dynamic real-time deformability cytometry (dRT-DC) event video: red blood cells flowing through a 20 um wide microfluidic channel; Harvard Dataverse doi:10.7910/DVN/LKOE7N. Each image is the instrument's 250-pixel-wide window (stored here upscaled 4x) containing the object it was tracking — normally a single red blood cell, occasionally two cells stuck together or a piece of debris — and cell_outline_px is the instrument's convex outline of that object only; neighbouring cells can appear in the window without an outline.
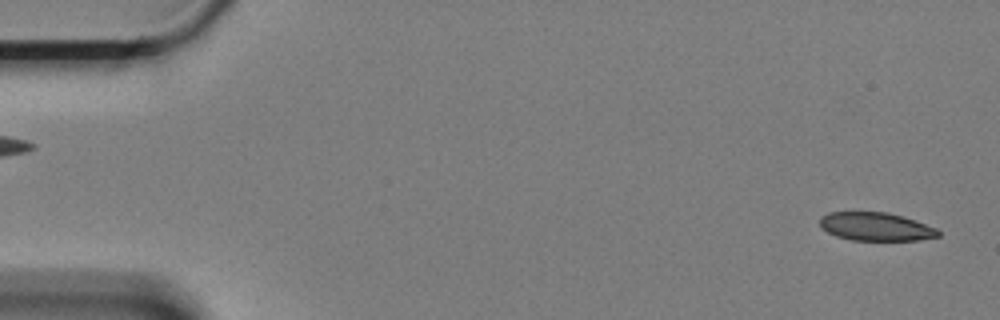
{"species": "Egyptian fruit bat (a non-hibernating species)", "species_latin": "Rousettus aegyptiacus", "temperature_condition": "cold", "stored_images_in_passage": 60, "camera_frame_rate_fps": 3000, "um_per_image_px": 0.085, "animal": {"sex": "female"}, "frame": {"image": 1, "passage_image": 2, "time_ms": 0.333, "image_size_px": [1000, 320], "cell_outline_px": [[940, 236], [916, 240], [852, 240], [836, 236], [820, 228], [820, 216], [828, 212], [888, 212], [936, 228], [940, 232]], "centroid_in_image_um": [74.39, 19.26], "position_along_channel_um": 10.6, "area_um2": 19.36}}
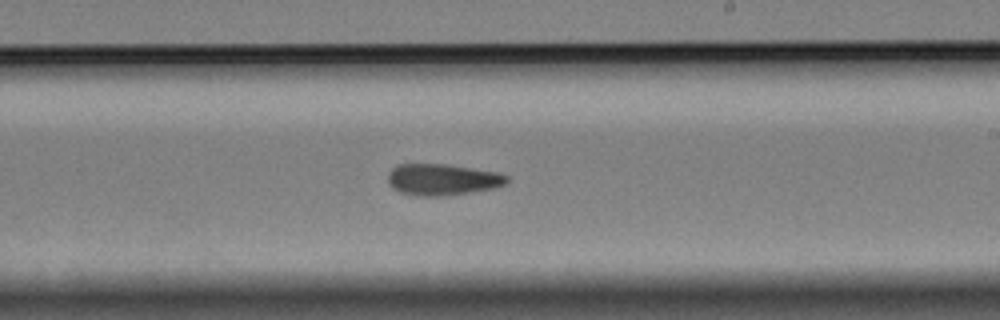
{"frame": {"image": 2, "passage_image": 35, "time_ms": 11.333, "image_size_px": [1000, 320], "cell_outline_px": [[508, 180], [504, 184], [496, 188], [440, 196], [416, 196], [400, 192], [392, 188], [388, 184], [388, 172], [392, 168], [400, 164], [444, 164], [500, 172], [508, 176]], "centroid_in_image_um": [37.59, 15.26], "position_along_channel_um": 251.4, "area_um2": 21.79}}
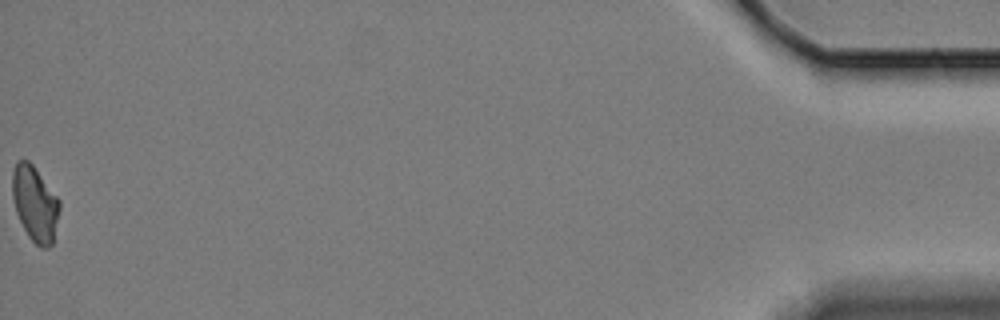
{"frame": {"image": 3, "passage_image": 60, "time_ms": 19.667, "image_size_px": [1000, 320], "cell_outline_px": [[60, 208], [52, 244], [48, 248], [40, 248], [28, 236], [16, 212], [12, 196], [12, 172], [16, 160], [28, 160], [32, 164], [60, 200]], "centroid_in_image_um": [2.96, 17.3], "position_along_channel_um": 432.2, "area_um2": 20.63}, "authors_computed_cell_mechanics": {"area_um2": 21.386, "velocity_mm_per_s": 3.3262, "shape_relaxation_time_tau1_ms": 8.5568, "shape_relaxation_time_tau2_ms": null, "deformation_change_tau1": 0.1562, "deformation_change_tau2": null}}